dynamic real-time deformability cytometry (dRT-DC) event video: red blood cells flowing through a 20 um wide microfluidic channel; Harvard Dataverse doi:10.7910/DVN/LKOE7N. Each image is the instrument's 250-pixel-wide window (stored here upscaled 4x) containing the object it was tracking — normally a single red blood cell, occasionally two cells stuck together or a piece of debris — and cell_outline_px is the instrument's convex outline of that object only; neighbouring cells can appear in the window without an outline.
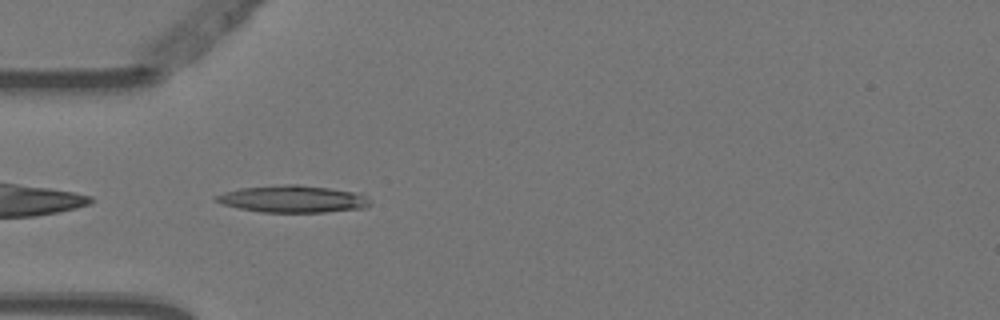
{"species": "Egyptian fruit bat (a non-hibernating species)", "species_latin": "Rousettus aegyptiacus", "temperature_condition": "warm", "stored_images_in_passage": 3, "camera_frame_rate_fps": 3000, "um_per_image_px": 0.085, "animal": {"sex": "female"}, "frame": {"image": 1, "passage_image": 2, "time_ms": 0.333, "image_size_px": [1000, 320], "cell_outline_px": [[372, 200], [368, 208], [324, 212], [260, 212], [220, 204], [212, 200], [216, 196], [224, 192], [240, 188], [288, 184], [300, 184], [360, 192], [368, 196]], "centroid_in_image_um": [24.95, 16.91], "position_along_channel_um": 60.0, "area_um2": 24.68}}